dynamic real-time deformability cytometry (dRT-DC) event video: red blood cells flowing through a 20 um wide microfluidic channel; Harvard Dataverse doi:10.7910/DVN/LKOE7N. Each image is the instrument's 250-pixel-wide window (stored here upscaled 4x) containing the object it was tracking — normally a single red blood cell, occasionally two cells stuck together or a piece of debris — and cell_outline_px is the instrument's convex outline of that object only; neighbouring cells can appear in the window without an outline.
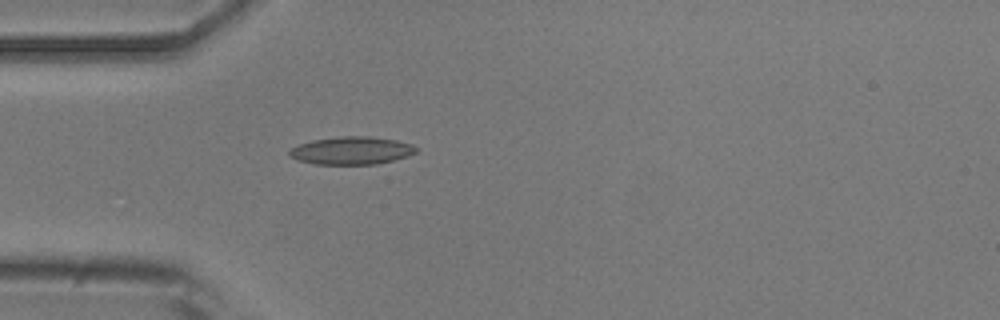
{"species": "common noctule bat (a hibernating species)", "species_latin": "Nyctalus noctula", "temperature_condition": "room temperature", "stored_images_in_passage": 5, "camera_frame_rate_fps": 3000, "um_per_image_px": 0.085, "animal": {"sex": "male", "body_mass_g": 20.5, "forearm_length_mm": 52.5}, "frame": {"image": 1, "passage_image": 5, "time_ms": 4.667, "image_size_px": [1000, 320], "cell_outline_px": [[420, 148], [416, 152], [408, 156], [376, 164], [316, 164], [300, 160], [288, 156], [288, 152], [292, 148], [300, 144], [312, 140], [340, 136], [368, 136], [396, 140], [412, 144]], "centroid_in_image_um": [29.91, 12.79], "position_along_channel_um": 55.1, "area_um2": 20.46}}